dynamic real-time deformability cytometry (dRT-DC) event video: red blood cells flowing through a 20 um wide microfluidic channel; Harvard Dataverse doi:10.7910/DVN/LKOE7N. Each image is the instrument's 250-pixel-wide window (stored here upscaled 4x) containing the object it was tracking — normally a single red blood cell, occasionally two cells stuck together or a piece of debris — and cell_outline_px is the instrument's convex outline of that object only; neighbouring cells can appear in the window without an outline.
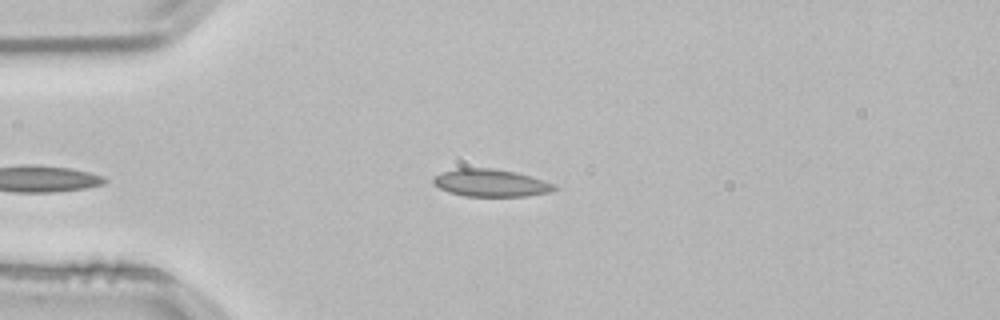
{"species": "common noctule bat (a hibernating species)", "species_latin": "Nyctalus noctula", "temperature_condition": "room temperature", "stored_images_in_passage": 38, "camera_frame_rate_fps": 3000, "um_per_image_px": 0.085, "animal": {"sex": "male", "body_mass_g": 21.5, "forearm_length_mm": 52.0}, "frame": {"image": 1, "passage_image": 2, "time_ms": 0.333, "image_size_px": [1000, 320], "cell_outline_px": [[556, 188], [552, 192], [524, 196], [464, 196], [448, 192], [432, 184], [432, 176], [440, 172], [456, 168], [492, 168], [516, 172], [544, 180], [556, 184]], "centroid_in_image_um": [41.67, 15.54], "position_along_channel_um": 43.3, "area_um2": 19.59}}
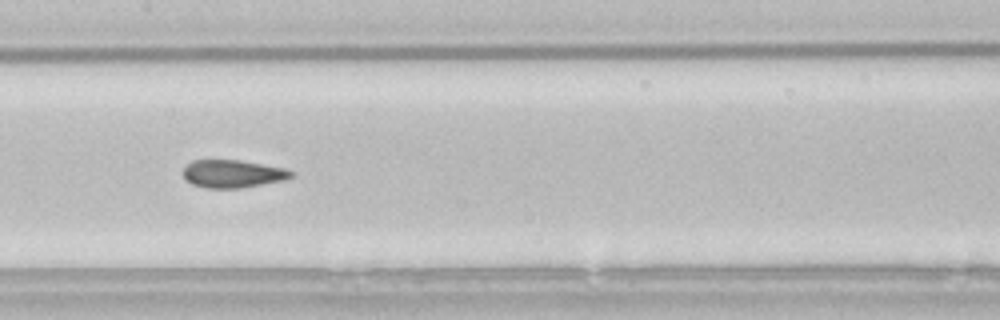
{"frame": {"image": 2, "passage_image": 15, "time_ms": 4.667, "image_size_px": [1000, 320], "cell_outline_px": [[296, 176], [284, 180], [240, 188], [208, 188], [192, 184], [184, 176], [184, 168], [192, 160], [240, 160], [284, 168], [296, 172]], "centroid_in_image_um": [19.84, 14.77], "position_along_channel_um": 187.6, "area_um2": 17.46}}
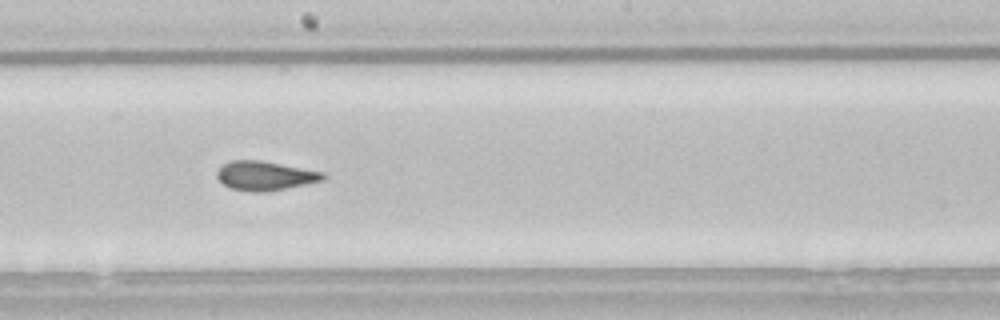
{"frame": {"image": 3, "passage_image": 18, "time_ms": 5.667, "image_size_px": [1000, 320], "cell_outline_px": [[328, 176], [324, 180], [264, 192], [252, 192], [232, 188], [224, 184], [216, 176], [216, 172], [224, 164], [232, 160], [260, 160], [324, 172]], "centroid_in_image_um": [22.54, 14.93], "position_along_channel_um": 225.7, "area_um2": 17.8}, "authors_computed_cell_mechanics": {"area_um2": 18.1492, "velocity_mm_per_s": 3.8093, "shape_relaxation_time_tau1_ms": null, "shape_relaxation_time_tau2_ms": 0.9414, "deformation_change_tau1": null, "deformation_change_tau2": 0.0614}}